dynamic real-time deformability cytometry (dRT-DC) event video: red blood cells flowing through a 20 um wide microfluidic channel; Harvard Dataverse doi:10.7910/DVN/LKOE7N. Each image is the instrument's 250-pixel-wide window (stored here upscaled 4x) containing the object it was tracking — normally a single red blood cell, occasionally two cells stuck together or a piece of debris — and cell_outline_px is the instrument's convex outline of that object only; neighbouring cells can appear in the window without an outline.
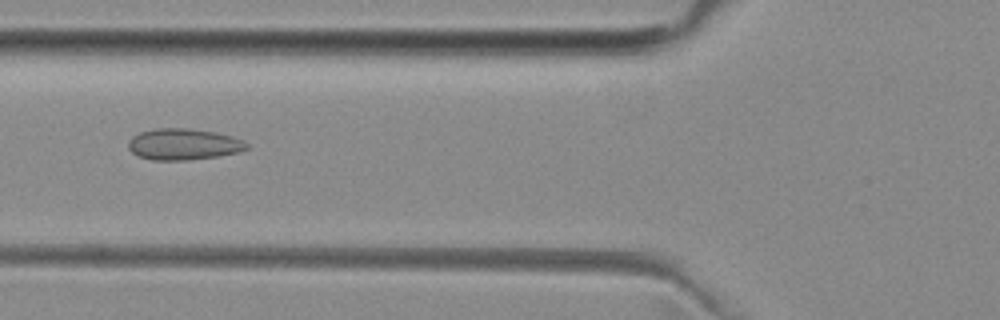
{"species": "common noctule bat (a hibernating species)", "species_latin": "Nyctalus noctula", "temperature_condition": "room temperature", "stored_images_in_passage": 40, "camera_frame_rate_fps": 3000, "um_per_image_px": 0.085, "animal": {"sex": "female", "body_mass_g": 29.2, "forearm_length_mm": 56.3}, "frame": {"image": 1, "passage_image": 8, "time_ms": 2.333, "image_size_px": [1000, 320], "cell_outline_px": [[248, 148], [240, 152], [220, 156], [188, 160], [152, 160], [140, 156], [132, 152], [128, 148], [128, 140], [132, 136], [140, 132], [156, 128], [188, 128], [216, 132], [232, 136], [244, 140], [248, 144]], "centroid_in_image_um": [15.62, 12.26], "position_along_channel_um": 110.2, "area_um2": 21.79}}
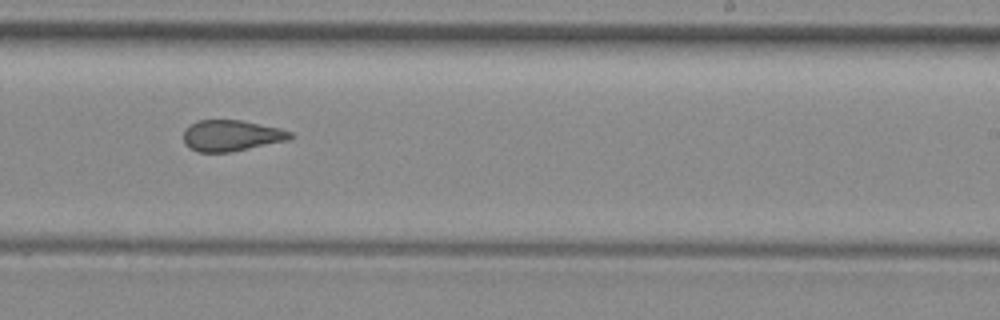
{"frame": {"image": 2, "passage_image": 20, "time_ms": 6.333, "image_size_px": [1000, 320], "cell_outline_px": [[296, 136], [288, 140], [232, 152], [196, 152], [188, 148], [184, 144], [184, 128], [200, 120], [240, 120], [280, 128], [292, 132]], "centroid_in_image_um": [19.67, 11.54], "position_along_channel_um": 269.3, "area_um2": 19.48}}
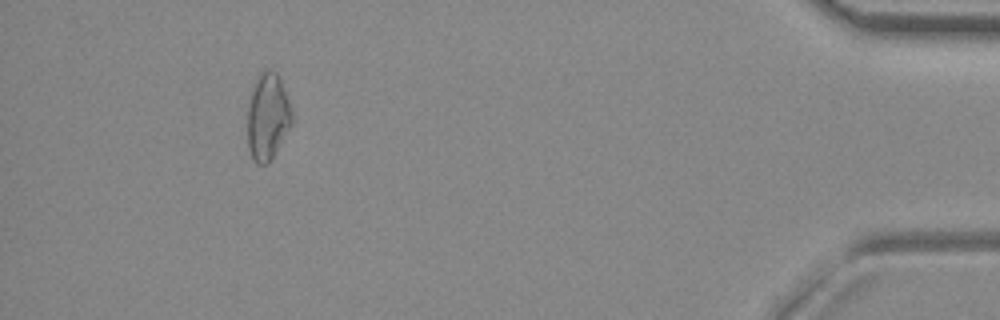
{"frame": {"image": 3, "passage_image": 36, "time_ms": 11.667, "image_size_px": [1000, 320], "cell_outline_px": [[292, 124], [268, 164], [256, 164], [252, 160], [248, 148], [248, 108], [252, 84], [256, 76], [264, 68], [272, 68], [280, 76], [292, 108]], "centroid_in_image_um": [22.75, 9.85], "position_along_channel_um": 412.5, "area_um2": 23.0}, "authors_computed_cell_mechanics": {"area_um2": 20.4612, "velocity_mm_per_s": 3.9839, "shape_relaxation_time_tau1_ms": null, "shape_relaxation_time_tau2_ms": 1.4364, "deformation_change_tau1": null, "deformation_change_tau2": 0.0854}}